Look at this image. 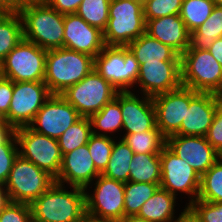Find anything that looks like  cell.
Returning <instances> with one entry per match:
<instances>
[{"label": "cell", "instance_id": "cell-5", "mask_svg": "<svg viewBox=\"0 0 222 222\" xmlns=\"http://www.w3.org/2000/svg\"><path fill=\"white\" fill-rule=\"evenodd\" d=\"M94 70L118 92L133 91L140 64L127 46L105 45L94 58Z\"/></svg>", "mask_w": 222, "mask_h": 222}, {"label": "cell", "instance_id": "cell-23", "mask_svg": "<svg viewBox=\"0 0 222 222\" xmlns=\"http://www.w3.org/2000/svg\"><path fill=\"white\" fill-rule=\"evenodd\" d=\"M139 64L146 62H181V56L170 46L152 38L147 33L133 40L128 46Z\"/></svg>", "mask_w": 222, "mask_h": 222}, {"label": "cell", "instance_id": "cell-50", "mask_svg": "<svg viewBox=\"0 0 222 222\" xmlns=\"http://www.w3.org/2000/svg\"><path fill=\"white\" fill-rule=\"evenodd\" d=\"M215 96L219 105L222 107V84L221 87L216 91Z\"/></svg>", "mask_w": 222, "mask_h": 222}, {"label": "cell", "instance_id": "cell-44", "mask_svg": "<svg viewBox=\"0 0 222 222\" xmlns=\"http://www.w3.org/2000/svg\"><path fill=\"white\" fill-rule=\"evenodd\" d=\"M183 208L184 209H181V214L179 213L174 222H202L201 218L190 206Z\"/></svg>", "mask_w": 222, "mask_h": 222}, {"label": "cell", "instance_id": "cell-48", "mask_svg": "<svg viewBox=\"0 0 222 222\" xmlns=\"http://www.w3.org/2000/svg\"><path fill=\"white\" fill-rule=\"evenodd\" d=\"M9 203V198L5 185L0 184V212Z\"/></svg>", "mask_w": 222, "mask_h": 222}, {"label": "cell", "instance_id": "cell-22", "mask_svg": "<svg viewBox=\"0 0 222 222\" xmlns=\"http://www.w3.org/2000/svg\"><path fill=\"white\" fill-rule=\"evenodd\" d=\"M145 21V33L170 46L180 56L190 46V32L187 30L180 14L157 19H145Z\"/></svg>", "mask_w": 222, "mask_h": 222}, {"label": "cell", "instance_id": "cell-6", "mask_svg": "<svg viewBox=\"0 0 222 222\" xmlns=\"http://www.w3.org/2000/svg\"><path fill=\"white\" fill-rule=\"evenodd\" d=\"M88 188H93V191ZM124 189V182L100 174L84 189L86 216L96 220L119 222L125 216Z\"/></svg>", "mask_w": 222, "mask_h": 222}, {"label": "cell", "instance_id": "cell-52", "mask_svg": "<svg viewBox=\"0 0 222 222\" xmlns=\"http://www.w3.org/2000/svg\"><path fill=\"white\" fill-rule=\"evenodd\" d=\"M215 3V6H221L222 7V0H213Z\"/></svg>", "mask_w": 222, "mask_h": 222}, {"label": "cell", "instance_id": "cell-26", "mask_svg": "<svg viewBox=\"0 0 222 222\" xmlns=\"http://www.w3.org/2000/svg\"><path fill=\"white\" fill-rule=\"evenodd\" d=\"M130 163L129 181L140 183H160V153L134 154Z\"/></svg>", "mask_w": 222, "mask_h": 222}, {"label": "cell", "instance_id": "cell-34", "mask_svg": "<svg viewBox=\"0 0 222 222\" xmlns=\"http://www.w3.org/2000/svg\"><path fill=\"white\" fill-rule=\"evenodd\" d=\"M215 7L213 0H183L180 17L191 33L201 26Z\"/></svg>", "mask_w": 222, "mask_h": 222}, {"label": "cell", "instance_id": "cell-38", "mask_svg": "<svg viewBox=\"0 0 222 222\" xmlns=\"http://www.w3.org/2000/svg\"><path fill=\"white\" fill-rule=\"evenodd\" d=\"M19 154V147L15 132L0 144V184L5 185L15 158Z\"/></svg>", "mask_w": 222, "mask_h": 222}, {"label": "cell", "instance_id": "cell-42", "mask_svg": "<svg viewBox=\"0 0 222 222\" xmlns=\"http://www.w3.org/2000/svg\"><path fill=\"white\" fill-rule=\"evenodd\" d=\"M14 82L0 76V115L5 119L12 100Z\"/></svg>", "mask_w": 222, "mask_h": 222}, {"label": "cell", "instance_id": "cell-13", "mask_svg": "<svg viewBox=\"0 0 222 222\" xmlns=\"http://www.w3.org/2000/svg\"><path fill=\"white\" fill-rule=\"evenodd\" d=\"M51 95L44 82H14L5 123L13 129L28 126Z\"/></svg>", "mask_w": 222, "mask_h": 222}, {"label": "cell", "instance_id": "cell-12", "mask_svg": "<svg viewBox=\"0 0 222 222\" xmlns=\"http://www.w3.org/2000/svg\"><path fill=\"white\" fill-rule=\"evenodd\" d=\"M14 132L17 137L19 154L56 179L63 156L58 140L39 134L28 126L16 128Z\"/></svg>", "mask_w": 222, "mask_h": 222}, {"label": "cell", "instance_id": "cell-27", "mask_svg": "<svg viewBox=\"0 0 222 222\" xmlns=\"http://www.w3.org/2000/svg\"><path fill=\"white\" fill-rule=\"evenodd\" d=\"M133 155L134 152L127 143L122 138H116L109 162L101 174L124 183L128 182L130 174L129 166L133 160Z\"/></svg>", "mask_w": 222, "mask_h": 222}, {"label": "cell", "instance_id": "cell-18", "mask_svg": "<svg viewBox=\"0 0 222 222\" xmlns=\"http://www.w3.org/2000/svg\"><path fill=\"white\" fill-rule=\"evenodd\" d=\"M120 107L123 121V137L153 130L156 127L155 108L152 97L138 94L133 91L120 92Z\"/></svg>", "mask_w": 222, "mask_h": 222}, {"label": "cell", "instance_id": "cell-15", "mask_svg": "<svg viewBox=\"0 0 222 222\" xmlns=\"http://www.w3.org/2000/svg\"><path fill=\"white\" fill-rule=\"evenodd\" d=\"M181 85V62H146L140 64L135 86L138 89H133V92L153 98Z\"/></svg>", "mask_w": 222, "mask_h": 222}, {"label": "cell", "instance_id": "cell-37", "mask_svg": "<svg viewBox=\"0 0 222 222\" xmlns=\"http://www.w3.org/2000/svg\"><path fill=\"white\" fill-rule=\"evenodd\" d=\"M183 0H143L145 19L180 14Z\"/></svg>", "mask_w": 222, "mask_h": 222}, {"label": "cell", "instance_id": "cell-53", "mask_svg": "<svg viewBox=\"0 0 222 222\" xmlns=\"http://www.w3.org/2000/svg\"><path fill=\"white\" fill-rule=\"evenodd\" d=\"M5 123V119L0 115V124H4Z\"/></svg>", "mask_w": 222, "mask_h": 222}, {"label": "cell", "instance_id": "cell-32", "mask_svg": "<svg viewBox=\"0 0 222 222\" xmlns=\"http://www.w3.org/2000/svg\"><path fill=\"white\" fill-rule=\"evenodd\" d=\"M198 200L222 203V156L201 175Z\"/></svg>", "mask_w": 222, "mask_h": 222}, {"label": "cell", "instance_id": "cell-9", "mask_svg": "<svg viewBox=\"0 0 222 222\" xmlns=\"http://www.w3.org/2000/svg\"><path fill=\"white\" fill-rule=\"evenodd\" d=\"M47 50L25 39L2 60L1 76L13 82H44Z\"/></svg>", "mask_w": 222, "mask_h": 222}, {"label": "cell", "instance_id": "cell-36", "mask_svg": "<svg viewBox=\"0 0 222 222\" xmlns=\"http://www.w3.org/2000/svg\"><path fill=\"white\" fill-rule=\"evenodd\" d=\"M116 138L110 136H102L92 134L87 143L89 153L91 154L92 160L95 164L96 169L102 173L111 156V151Z\"/></svg>", "mask_w": 222, "mask_h": 222}, {"label": "cell", "instance_id": "cell-51", "mask_svg": "<svg viewBox=\"0 0 222 222\" xmlns=\"http://www.w3.org/2000/svg\"><path fill=\"white\" fill-rule=\"evenodd\" d=\"M81 222H110V221L96 220L86 216Z\"/></svg>", "mask_w": 222, "mask_h": 222}, {"label": "cell", "instance_id": "cell-33", "mask_svg": "<svg viewBox=\"0 0 222 222\" xmlns=\"http://www.w3.org/2000/svg\"><path fill=\"white\" fill-rule=\"evenodd\" d=\"M91 135L90 118L81 117L57 139L62 155L87 144Z\"/></svg>", "mask_w": 222, "mask_h": 222}, {"label": "cell", "instance_id": "cell-20", "mask_svg": "<svg viewBox=\"0 0 222 222\" xmlns=\"http://www.w3.org/2000/svg\"><path fill=\"white\" fill-rule=\"evenodd\" d=\"M103 31L76 13L64 15V47L95 58L104 48Z\"/></svg>", "mask_w": 222, "mask_h": 222}, {"label": "cell", "instance_id": "cell-2", "mask_svg": "<svg viewBox=\"0 0 222 222\" xmlns=\"http://www.w3.org/2000/svg\"><path fill=\"white\" fill-rule=\"evenodd\" d=\"M23 24V39L44 50L64 47V14L45 0H29L18 10Z\"/></svg>", "mask_w": 222, "mask_h": 222}, {"label": "cell", "instance_id": "cell-11", "mask_svg": "<svg viewBox=\"0 0 222 222\" xmlns=\"http://www.w3.org/2000/svg\"><path fill=\"white\" fill-rule=\"evenodd\" d=\"M160 162V187L175 197L179 194L182 197V193L183 195L186 194L188 203L186 202L185 206H189L196 201L200 187V174L186 160L178 157L167 146L160 153Z\"/></svg>", "mask_w": 222, "mask_h": 222}, {"label": "cell", "instance_id": "cell-1", "mask_svg": "<svg viewBox=\"0 0 222 222\" xmlns=\"http://www.w3.org/2000/svg\"><path fill=\"white\" fill-rule=\"evenodd\" d=\"M30 207L32 222H81L86 217L85 190L55 182Z\"/></svg>", "mask_w": 222, "mask_h": 222}, {"label": "cell", "instance_id": "cell-31", "mask_svg": "<svg viewBox=\"0 0 222 222\" xmlns=\"http://www.w3.org/2000/svg\"><path fill=\"white\" fill-rule=\"evenodd\" d=\"M159 187L160 183L126 182L124 189L125 216L137 215L141 206L156 192Z\"/></svg>", "mask_w": 222, "mask_h": 222}, {"label": "cell", "instance_id": "cell-28", "mask_svg": "<svg viewBox=\"0 0 222 222\" xmlns=\"http://www.w3.org/2000/svg\"><path fill=\"white\" fill-rule=\"evenodd\" d=\"M220 37H222V7L215 6L208 19L190 33V46L187 49L208 50Z\"/></svg>", "mask_w": 222, "mask_h": 222}, {"label": "cell", "instance_id": "cell-30", "mask_svg": "<svg viewBox=\"0 0 222 222\" xmlns=\"http://www.w3.org/2000/svg\"><path fill=\"white\" fill-rule=\"evenodd\" d=\"M122 139L133 150L134 154L161 153L166 146V137L157 127L149 131L126 134Z\"/></svg>", "mask_w": 222, "mask_h": 222}, {"label": "cell", "instance_id": "cell-40", "mask_svg": "<svg viewBox=\"0 0 222 222\" xmlns=\"http://www.w3.org/2000/svg\"><path fill=\"white\" fill-rule=\"evenodd\" d=\"M189 206L197 213L202 222H222V203L197 199Z\"/></svg>", "mask_w": 222, "mask_h": 222}, {"label": "cell", "instance_id": "cell-47", "mask_svg": "<svg viewBox=\"0 0 222 222\" xmlns=\"http://www.w3.org/2000/svg\"><path fill=\"white\" fill-rule=\"evenodd\" d=\"M13 132L14 129L7 123L0 124V144L3 143Z\"/></svg>", "mask_w": 222, "mask_h": 222}, {"label": "cell", "instance_id": "cell-41", "mask_svg": "<svg viewBox=\"0 0 222 222\" xmlns=\"http://www.w3.org/2000/svg\"><path fill=\"white\" fill-rule=\"evenodd\" d=\"M207 141L222 155V107L219 106L206 135Z\"/></svg>", "mask_w": 222, "mask_h": 222}, {"label": "cell", "instance_id": "cell-46", "mask_svg": "<svg viewBox=\"0 0 222 222\" xmlns=\"http://www.w3.org/2000/svg\"><path fill=\"white\" fill-rule=\"evenodd\" d=\"M208 51L222 66V37L217 38L214 43L208 48Z\"/></svg>", "mask_w": 222, "mask_h": 222}, {"label": "cell", "instance_id": "cell-16", "mask_svg": "<svg viewBox=\"0 0 222 222\" xmlns=\"http://www.w3.org/2000/svg\"><path fill=\"white\" fill-rule=\"evenodd\" d=\"M155 108L156 127L167 138L174 135L185 118L190 104V88H179L152 98Z\"/></svg>", "mask_w": 222, "mask_h": 222}, {"label": "cell", "instance_id": "cell-3", "mask_svg": "<svg viewBox=\"0 0 222 222\" xmlns=\"http://www.w3.org/2000/svg\"><path fill=\"white\" fill-rule=\"evenodd\" d=\"M94 70V58L65 47L47 50L44 83L61 94Z\"/></svg>", "mask_w": 222, "mask_h": 222}, {"label": "cell", "instance_id": "cell-39", "mask_svg": "<svg viewBox=\"0 0 222 222\" xmlns=\"http://www.w3.org/2000/svg\"><path fill=\"white\" fill-rule=\"evenodd\" d=\"M0 222H32L30 204L9 201L0 212Z\"/></svg>", "mask_w": 222, "mask_h": 222}, {"label": "cell", "instance_id": "cell-8", "mask_svg": "<svg viewBox=\"0 0 222 222\" xmlns=\"http://www.w3.org/2000/svg\"><path fill=\"white\" fill-rule=\"evenodd\" d=\"M181 84L197 92L216 93L222 84V66L204 49L181 55Z\"/></svg>", "mask_w": 222, "mask_h": 222}, {"label": "cell", "instance_id": "cell-21", "mask_svg": "<svg viewBox=\"0 0 222 222\" xmlns=\"http://www.w3.org/2000/svg\"><path fill=\"white\" fill-rule=\"evenodd\" d=\"M100 174L85 144L62 156L59 175L55 182L85 189Z\"/></svg>", "mask_w": 222, "mask_h": 222}, {"label": "cell", "instance_id": "cell-35", "mask_svg": "<svg viewBox=\"0 0 222 222\" xmlns=\"http://www.w3.org/2000/svg\"><path fill=\"white\" fill-rule=\"evenodd\" d=\"M110 3L111 0H82L76 14L90 26L104 31L109 19Z\"/></svg>", "mask_w": 222, "mask_h": 222}, {"label": "cell", "instance_id": "cell-49", "mask_svg": "<svg viewBox=\"0 0 222 222\" xmlns=\"http://www.w3.org/2000/svg\"><path fill=\"white\" fill-rule=\"evenodd\" d=\"M119 222H150V221L141 218L137 215H128L124 216Z\"/></svg>", "mask_w": 222, "mask_h": 222}, {"label": "cell", "instance_id": "cell-43", "mask_svg": "<svg viewBox=\"0 0 222 222\" xmlns=\"http://www.w3.org/2000/svg\"><path fill=\"white\" fill-rule=\"evenodd\" d=\"M53 9L61 14L76 13L82 0H45Z\"/></svg>", "mask_w": 222, "mask_h": 222}, {"label": "cell", "instance_id": "cell-7", "mask_svg": "<svg viewBox=\"0 0 222 222\" xmlns=\"http://www.w3.org/2000/svg\"><path fill=\"white\" fill-rule=\"evenodd\" d=\"M55 183V178L20 154L5 184L9 201L31 204Z\"/></svg>", "mask_w": 222, "mask_h": 222}, {"label": "cell", "instance_id": "cell-29", "mask_svg": "<svg viewBox=\"0 0 222 222\" xmlns=\"http://www.w3.org/2000/svg\"><path fill=\"white\" fill-rule=\"evenodd\" d=\"M22 40L23 24L19 12H0V63Z\"/></svg>", "mask_w": 222, "mask_h": 222}, {"label": "cell", "instance_id": "cell-25", "mask_svg": "<svg viewBox=\"0 0 222 222\" xmlns=\"http://www.w3.org/2000/svg\"><path fill=\"white\" fill-rule=\"evenodd\" d=\"M122 118L120 92H118L115 99L90 117L92 134L118 138L119 135L115 134L116 132L122 133Z\"/></svg>", "mask_w": 222, "mask_h": 222}, {"label": "cell", "instance_id": "cell-19", "mask_svg": "<svg viewBox=\"0 0 222 222\" xmlns=\"http://www.w3.org/2000/svg\"><path fill=\"white\" fill-rule=\"evenodd\" d=\"M215 93L197 92L190 88V104L180 129L174 135L206 137L219 107Z\"/></svg>", "mask_w": 222, "mask_h": 222}, {"label": "cell", "instance_id": "cell-10", "mask_svg": "<svg viewBox=\"0 0 222 222\" xmlns=\"http://www.w3.org/2000/svg\"><path fill=\"white\" fill-rule=\"evenodd\" d=\"M118 91L95 70L60 95L81 117L90 118L116 98Z\"/></svg>", "mask_w": 222, "mask_h": 222}, {"label": "cell", "instance_id": "cell-14", "mask_svg": "<svg viewBox=\"0 0 222 222\" xmlns=\"http://www.w3.org/2000/svg\"><path fill=\"white\" fill-rule=\"evenodd\" d=\"M80 118L78 111L60 94H52L28 127L39 134L58 139Z\"/></svg>", "mask_w": 222, "mask_h": 222}, {"label": "cell", "instance_id": "cell-4", "mask_svg": "<svg viewBox=\"0 0 222 222\" xmlns=\"http://www.w3.org/2000/svg\"><path fill=\"white\" fill-rule=\"evenodd\" d=\"M143 1L111 0L109 19L103 31L105 45L128 46L145 33Z\"/></svg>", "mask_w": 222, "mask_h": 222}, {"label": "cell", "instance_id": "cell-17", "mask_svg": "<svg viewBox=\"0 0 222 222\" xmlns=\"http://www.w3.org/2000/svg\"><path fill=\"white\" fill-rule=\"evenodd\" d=\"M166 146L186 160L200 176L222 156L202 136L171 135L166 138Z\"/></svg>", "mask_w": 222, "mask_h": 222}, {"label": "cell", "instance_id": "cell-24", "mask_svg": "<svg viewBox=\"0 0 222 222\" xmlns=\"http://www.w3.org/2000/svg\"><path fill=\"white\" fill-rule=\"evenodd\" d=\"M177 199V197L159 187L141 206L137 216L150 222H174L177 217L175 215Z\"/></svg>", "mask_w": 222, "mask_h": 222}, {"label": "cell", "instance_id": "cell-45", "mask_svg": "<svg viewBox=\"0 0 222 222\" xmlns=\"http://www.w3.org/2000/svg\"><path fill=\"white\" fill-rule=\"evenodd\" d=\"M29 0H0V12L18 11Z\"/></svg>", "mask_w": 222, "mask_h": 222}]
</instances>
